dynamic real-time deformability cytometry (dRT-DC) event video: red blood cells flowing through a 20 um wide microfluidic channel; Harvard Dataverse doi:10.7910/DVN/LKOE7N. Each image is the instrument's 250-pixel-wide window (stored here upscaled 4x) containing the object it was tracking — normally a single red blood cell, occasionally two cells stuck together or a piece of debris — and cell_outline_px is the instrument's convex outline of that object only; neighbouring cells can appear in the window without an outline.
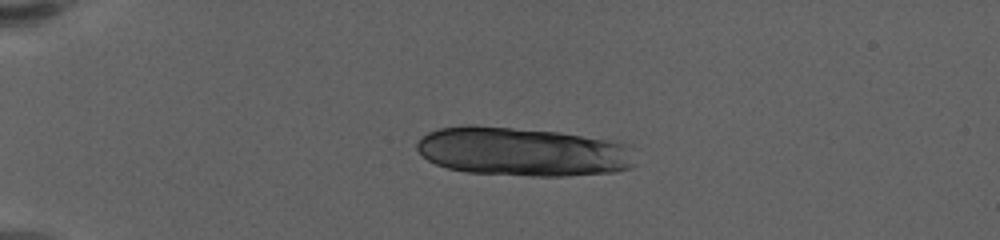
{"species": "human", "species_latin": "Homo sapiens", "temperature_condition": "warm", "stored_images_in_passage": 45, "camera_frame_rate_fps": 3000, "um_per_image_px": 0.085, "donor": {"sex": "female"}, "frame": {"image": 1, "passage_image": 1, "time_ms": 0.0, "image_size_px": [1000, 240], "cell_outline_px": [[632, 168], [616, 172], [568, 176], [532, 176], [468, 172], [448, 168], [436, 164], [428, 160], [416, 148], [416, 144], [428, 132], [440, 128], [468, 124], [560, 132], [604, 140], [624, 144], [632, 164]], "centroid_in_image_um": [44.33, 12.9], "position_along_channel_um": 40.7, "area_um2": 61.44}}
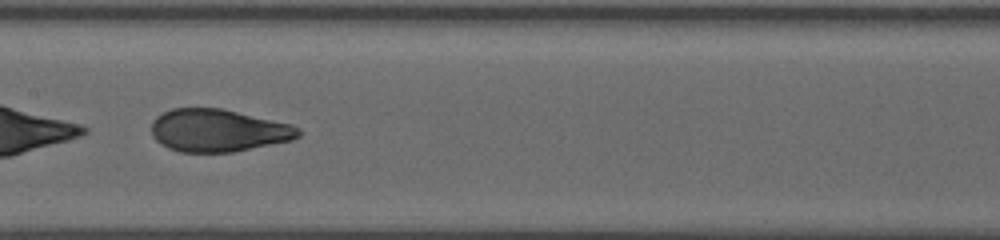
{"frame": {"image": 2, "passage_image": 19, "time_ms": 6.0, "image_size_px": [1000, 240], "cell_outline_px": [[304, 132], [300, 136], [292, 140], [232, 152], [180, 152], [168, 148], [160, 144], [152, 136], [152, 120], [156, 116], [172, 108], [220, 108], [292, 124], [300, 128]], "centroid_in_image_um": [18.55, 11.09], "position_along_channel_um": 188.9, "area_um2": 36.59}}
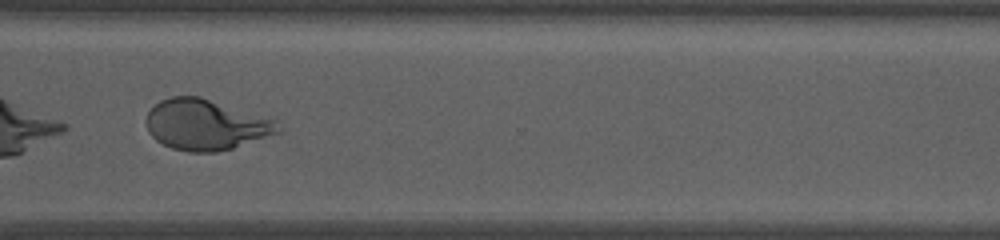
{"frame": {"image": 3, "passage_image": 33, "time_ms": 10.667, "image_size_px": [1000, 240], "cell_outline_px": [[280, 132], [232, 148], [216, 152], [188, 152], [172, 148], [156, 140], [148, 132], [144, 120], [148, 112], [160, 100], [172, 96], [200, 96], [272, 120], [280, 128]], "centroid_in_image_um": [17.4, 10.61], "position_along_channel_um": 353.2, "area_um2": 38.32}, "authors_computed_cell_mechanics": {"area_um2": 38.3214, "velocity_mm_per_s": 3.522, "shape_relaxation_time_tau1_ms": 2.0519, "shape_relaxation_time_tau2_ms": 1.0099, "deformation_change_tau1": 0.3437, "deformation_change_tau2": 0.0745}}